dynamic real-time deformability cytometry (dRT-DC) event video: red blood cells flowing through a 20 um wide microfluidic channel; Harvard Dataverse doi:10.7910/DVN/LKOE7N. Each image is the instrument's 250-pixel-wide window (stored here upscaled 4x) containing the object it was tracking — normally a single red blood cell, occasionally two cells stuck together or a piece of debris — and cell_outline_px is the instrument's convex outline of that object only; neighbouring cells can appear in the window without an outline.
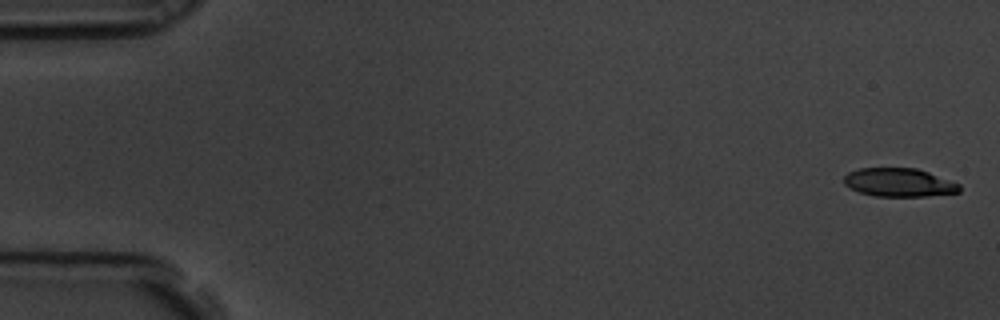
{"species": "common noctule bat (a hibernating species)", "species_latin": "Nyctalus noctula", "temperature_condition": "room temperature", "stored_images_in_passage": 8, "camera_frame_rate_fps": 3000, "um_per_image_px": 0.085, "animal": {"sex": "male", "body_mass_g": 19.5, "forearm_length_mm": 54.6}, "frame": {"image": 1, "passage_image": 1, "time_ms": 0.0, "image_size_px": [1000, 320], "cell_outline_px": [[960, 192], [924, 196], [876, 196], [860, 192], [848, 188], [844, 184], [844, 176], [848, 172], [860, 168], [916, 168], [928, 172], [960, 184]], "centroid_in_image_um": [76.39, 15.51], "position_along_channel_um": 8.6, "area_um2": 19.07}}
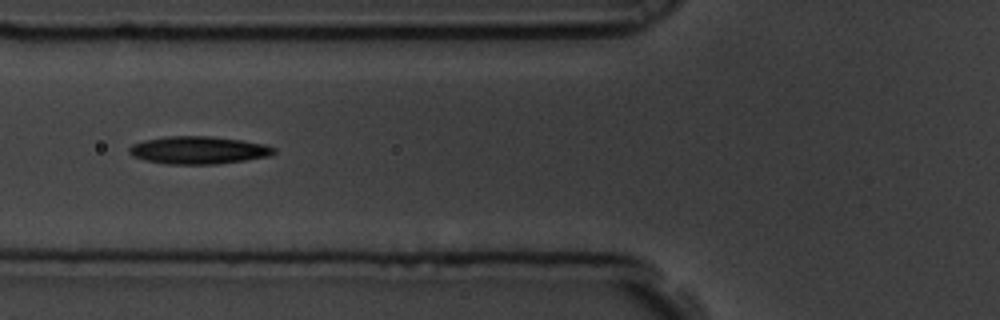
{"frame": {"image": 2, "passage_image": 6, "time_ms": 1.667, "image_size_px": [1000, 320], "cell_outline_px": [[276, 152], [272, 156], [216, 164], [168, 164], [144, 160], [132, 156], [128, 152], [128, 148], [132, 144], [144, 140], [168, 136], [212, 136], [240, 140], [264, 144], [276, 148]], "centroid_in_image_um": [16.86, 12.76], "position_along_channel_um": 108.9, "area_um2": 23.41}}
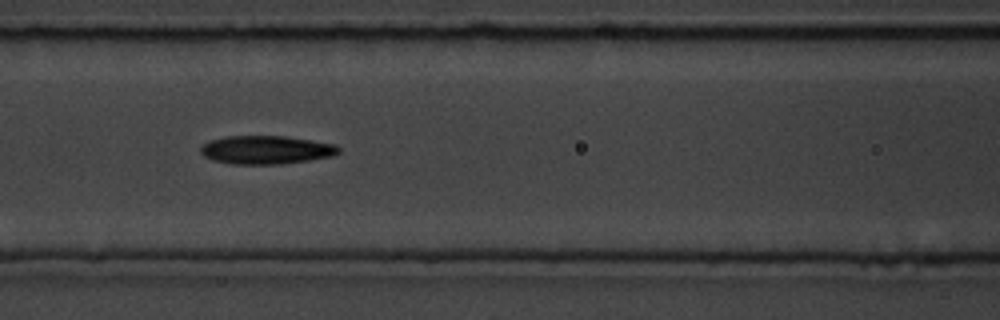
{"frame": {"image": 3, "passage_image": 7, "time_ms": 2.0, "image_size_px": [1000, 320], "cell_outline_px": [[340, 152], [332, 156], [308, 160], [280, 164], [232, 164], [212, 160], [204, 156], [200, 152], [200, 148], [204, 144], [212, 140], [224, 136], [284, 136], [336, 144], [340, 148]], "centroid_in_image_um": [22.62, 12.74], "position_along_channel_um": 144.0, "area_um2": 22.77}}